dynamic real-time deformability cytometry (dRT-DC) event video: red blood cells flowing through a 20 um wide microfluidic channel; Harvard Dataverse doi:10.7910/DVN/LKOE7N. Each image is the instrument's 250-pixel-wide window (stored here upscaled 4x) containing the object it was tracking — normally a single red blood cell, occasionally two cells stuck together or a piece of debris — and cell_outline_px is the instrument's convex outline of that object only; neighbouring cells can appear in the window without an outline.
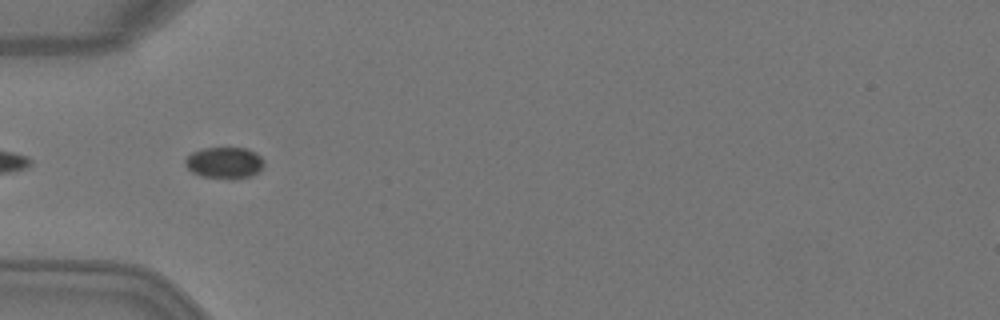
{"species": "Egyptian fruit bat (a non-hibernating species)", "species_latin": "Rousettus aegyptiacus", "temperature_condition": "warm", "stored_images_in_passage": 6, "segment_of_instrument_passage": [2, 2], "camera_frame_rate_fps": 3000, "um_per_image_px": 0.085, "animal": {"sex": "female"}, "frame": {"image": 1, "passage_image": 4, "time_ms": 1.0, "image_size_px": [1000, 320], "cell_outline_px": [[264, 164], [252, 176], [232, 180], [200, 176], [192, 172], [184, 164], [184, 160], [192, 152], [204, 148], [248, 148], [256, 152], [264, 160]], "centroid_in_image_um": [19.08, 13.85], "position_along_channel_um": 65.9, "area_um2": 14.62}}
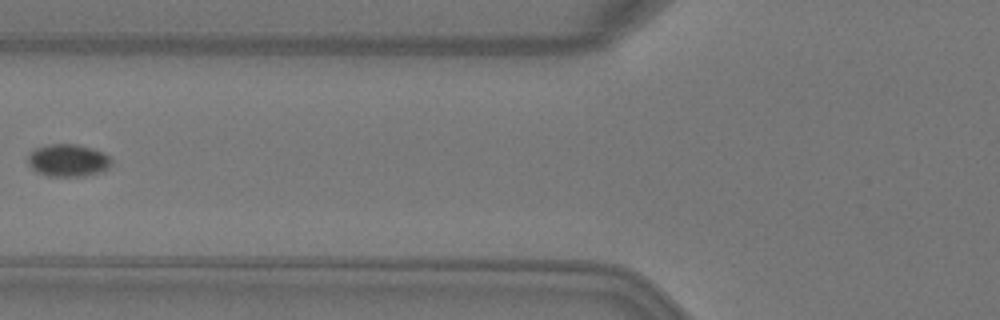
{"frame": {"image": 2, "passage_image": 5, "time_ms": 1.333, "image_size_px": [1000, 320], "cell_outline_px": [[112, 164], [104, 172], [84, 176], [48, 176], [36, 172], [28, 164], [28, 152], [36, 148], [48, 144], [76, 144], [92, 148], [104, 152], [112, 160]], "centroid_in_image_um": [5.79, 13.63], "position_along_channel_um": 120.0, "area_um2": 16.07}}
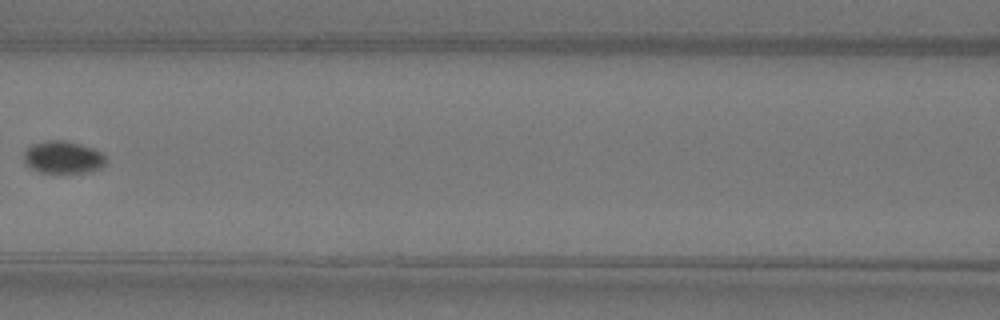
{"frame": {"image": 3, "passage_image": 6, "time_ms": 1.667, "image_size_px": [1000, 320], "cell_outline_px": [[108, 164], [92, 172], [40, 172], [32, 168], [24, 160], [24, 152], [32, 144], [48, 140], [64, 140], [80, 144], [104, 152], [108, 160]], "centroid_in_image_um": [5.44, 13.36], "position_along_channel_um": 161.2, "area_um2": 15.61}}